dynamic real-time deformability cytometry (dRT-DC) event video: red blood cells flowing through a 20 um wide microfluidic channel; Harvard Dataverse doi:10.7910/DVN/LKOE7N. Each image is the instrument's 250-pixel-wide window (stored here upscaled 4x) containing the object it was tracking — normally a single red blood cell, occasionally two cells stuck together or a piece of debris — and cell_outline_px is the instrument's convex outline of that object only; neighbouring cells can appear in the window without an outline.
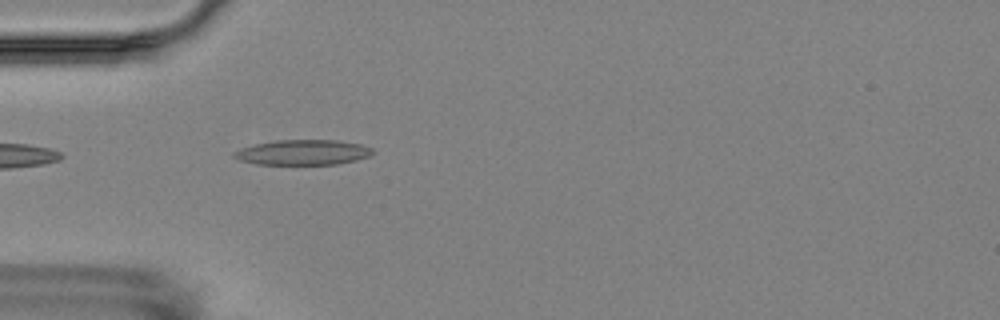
{"species": "Egyptian fruit bat (a non-hibernating species)", "species_latin": "Rousettus aegyptiacus", "temperature_condition": "room temperature", "stored_images_in_passage": 1, "camera_frame_rate_fps": 3000, "um_per_image_px": 0.085, "animal": {"sex": "female"}, "frame": {"image": 1, "passage_image": 1, "time_ms": 0.0, "image_size_px": [1000, 320], "cell_outline_px": [[376, 152], [368, 156], [356, 160], [336, 164], [256, 164], [240, 160], [232, 156], [232, 152], [240, 148], [256, 144], [276, 140], [336, 140], [360, 144], [372, 148]], "centroid_in_image_um": [25.74, 12.95], "position_along_channel_um": 59.3, "area_um2": 20.29}}